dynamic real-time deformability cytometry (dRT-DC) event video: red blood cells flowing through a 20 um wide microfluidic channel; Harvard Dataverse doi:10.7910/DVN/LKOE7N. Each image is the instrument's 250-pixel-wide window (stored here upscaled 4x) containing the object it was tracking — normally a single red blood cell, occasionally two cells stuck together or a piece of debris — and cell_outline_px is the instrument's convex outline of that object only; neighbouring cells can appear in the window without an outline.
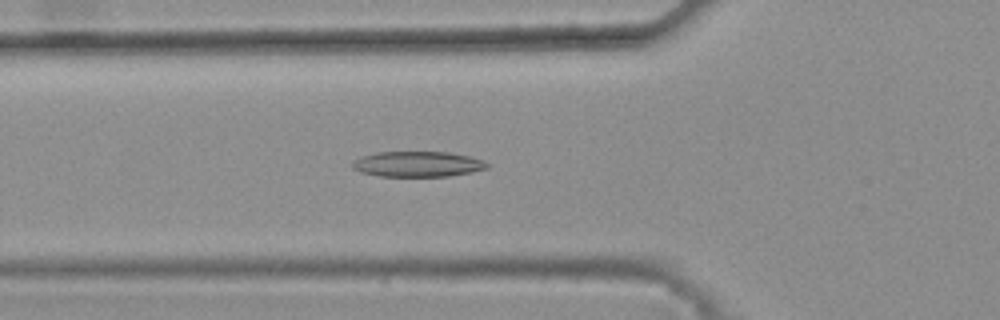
{"species": "common noctule bat (a hibernating species)", "species_latin": "Nyctalus noctula", "temperature_condition": "warm", "stored_images_in_passage": 46, "camera_frame_rate_fps": 3000, "um_per_image_px": 0.085, "animal": {"sex": "female", "body_mass_g": 25.1}, "frame": {"image": 1, "passage_image": 19, "time_ms": 6.0, "image_size_px": [1000, 320], "cell_outline_px": [[488, 168], [472, 172], [448, 176], [380, 176], [360, 172], [352, 168], [352, 160], [360, 156], [376, 152], [448, 152], [468, 156], [484, 160], [488, 164]], "centroid_in_image_um": [35.47, 13.94], "position_along_channel_um": 90.3, "area_um2": 20.06}}
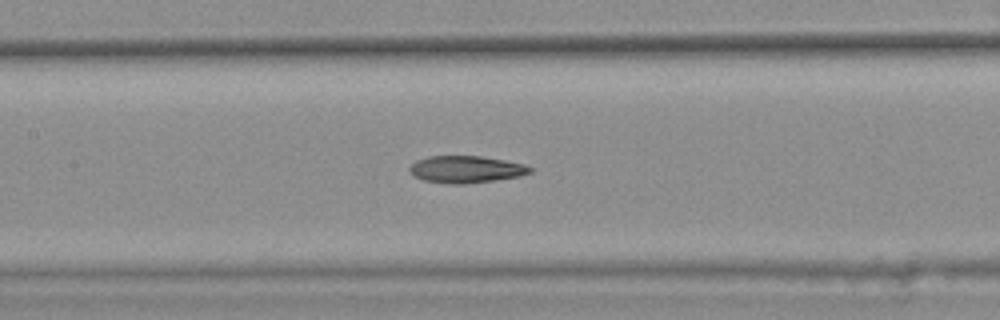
{"frame": {"image": 2, "passage_image": 25, "time_ms": 8.0, "image_size_px": [1000, 320], "cell_outline_px": [[532, 172], [520, 176], [464, 184], [452, 184], [424, 180], [416, 176], [408, 168], [416, 160], [428, 156], [480, 156], [504, 160], [524, 164], [532, 168]], "centroid_in_image_um": [39.62, 14.38], "position_along_channel_um": 167.8, "area_um2": 18.73}}
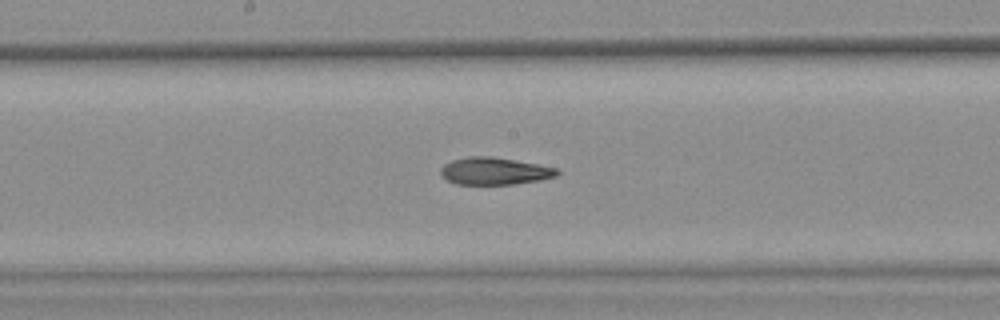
{"frame": {"image": 3, "passage_image": 28, "time_ms": 9.0, "image_size_px": [1000, 320], "cell_outline_px": [[560, 172], [556, 176], [540, 180], [516, 184], [456, 184], [448, 180], [440, 172], [440, 168], [444, 164], [452, 160], [468, 156], [492, 156], [536, 164], [556, 168]], "centroid_in_image_um": [42.02, 14.54], "position_along_channel_um": 206.2, "area_um2": 18.38}, "authors_computed_cell_mechanics": {"area_um2": 19.3341, "velocity_mm_per_s": 3.8539, "shape_relaxation_time_tau1_ms": null, "shape_relaxation_time_tau2_ms": 4.467, "deformation_change_tau1": null, "deformation_change_tau2": 0.1393}}